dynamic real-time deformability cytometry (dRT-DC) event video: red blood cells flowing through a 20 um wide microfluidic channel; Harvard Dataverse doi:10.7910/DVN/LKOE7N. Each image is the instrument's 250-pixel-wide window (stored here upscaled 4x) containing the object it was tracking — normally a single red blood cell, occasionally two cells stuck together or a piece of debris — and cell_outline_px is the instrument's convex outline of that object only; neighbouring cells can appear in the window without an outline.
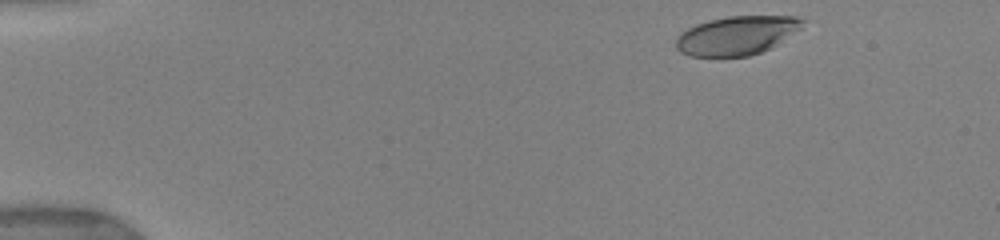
{"species": "human", "species_latin": "Homo sapiens", "temperature_condition": "warm", "stored_images_in_passage": 38, "camera_frame_rate_fps": 3000, "um_per_image_px": 0.085, "donor": {"sex": "female"}, "frame": {"image": 1, "passage_image": 1, "time_ms": 0.0, "image_size_px": [1000, 240], "cell_outline_px": [[804, 20], [800, 28], [772, 48], [748, 56], [688, 56], [680, 52], [676, 48], [676, 36], [680, 32], [696, 24], [708, 20], [728, 16], [796, 16]], "centroid_in_image_um": [62.58, 3.01], "position_along_channel_um": 22.4, "area_um2": 28.61}}
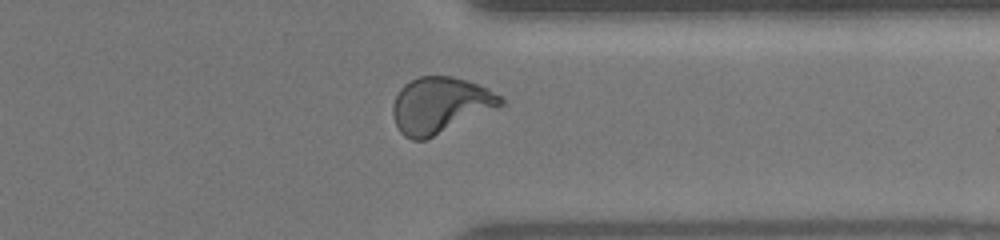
{"frame": {"image": 2, "passage_image": 30, "time_ms": 11.667, "image_size_px": [1000, 240], "cell_outline_px": [[508, 104], [424, 140], [412, 140], [404, 136], [400, 132], [392, 116], [392, 108], [396, 96], [400, 88], [404, 84], [420, 76], [452, 76], [468, 80], [488, 88], [500, 96]], "centroid_in_image_um": [37.44, 8.93], "position_along_channel_um": 374.0, "area_um2": 35.37}}
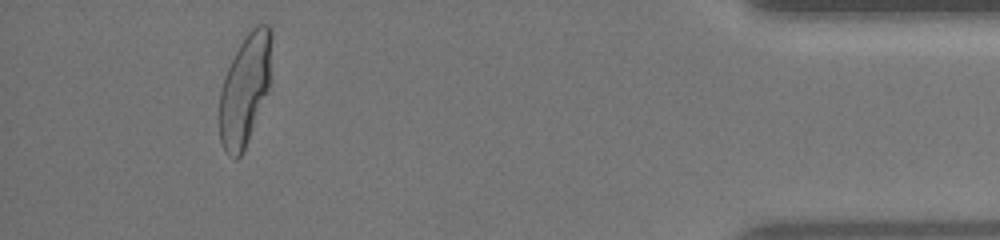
{"frame": {"image": 3, "passage_image": 35, "time_ms": 14.0, "image_size_px": [1000, 240], "cell_outline_px": [[272, 40], [268, 88], [244, 148], [240, 156], [236, 160], [228, 156], [224, 152], [220, 140], [220, 92], [224, 76], [240, 44], [248, 32], [256, 24], [268, 24], [272, 28]], "centroid_in_image_um": [20.81, 7.58], "position_along_channel_um": 414.4, "area_um2": 33.06}, "authors_computed_cell_mechanics": {"area_um2": 33.813, "velocity_mm_per_s": 3.9008, "shape_relaxation_time_tau1_ms": 3.5411, "shape_relaxation_time_tau2_ms": null, "deformation_change_tau1": 0.1925, "deformation_change_tau2": null}}